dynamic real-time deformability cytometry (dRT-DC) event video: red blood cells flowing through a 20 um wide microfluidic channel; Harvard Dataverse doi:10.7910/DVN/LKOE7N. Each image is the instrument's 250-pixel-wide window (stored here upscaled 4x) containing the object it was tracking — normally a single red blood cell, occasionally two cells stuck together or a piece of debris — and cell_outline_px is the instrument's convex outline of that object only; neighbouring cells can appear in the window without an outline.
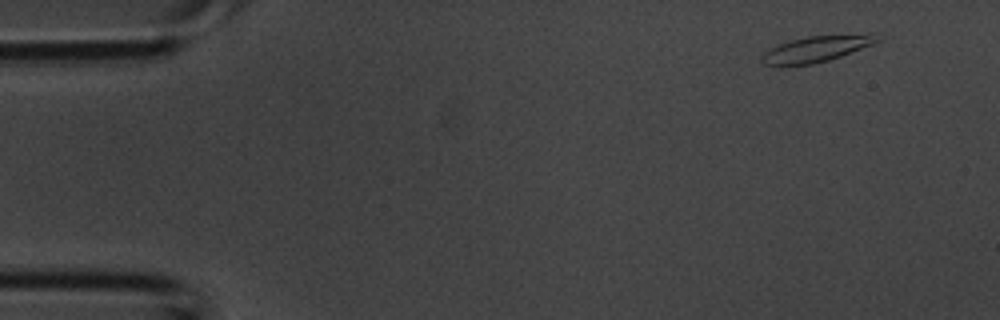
{"species": "common noctule bat (a hibernating species)", "species_latin": "Nyctalus noctula", "temperature_condition": "room temperature", "stored_images_in_passage": 3, "camera_frame_rate_fps": 3000, "um_per_image_px": 0.085, "animal": {"sex": "male", "body_mass_g": 20.1, "forearm_length_mm": 53.5}, "frame": {"image": 1, "passage_image": 1, "time_ms": 0.0, "image_size_px": [1000, 320], "cell_outline_px": [[880, 40], [872, 44], [840, 56], [828, 60], [812, 64], [764, 64], [760, 60], [760, 56], [764, 52], [780, 44], [804, 36], [868, 32], [880, 32]], "centroid_in_image_um": [69.52, 4.09], "position_along_channel_um": 15.5, "area_um2": 17.63}}